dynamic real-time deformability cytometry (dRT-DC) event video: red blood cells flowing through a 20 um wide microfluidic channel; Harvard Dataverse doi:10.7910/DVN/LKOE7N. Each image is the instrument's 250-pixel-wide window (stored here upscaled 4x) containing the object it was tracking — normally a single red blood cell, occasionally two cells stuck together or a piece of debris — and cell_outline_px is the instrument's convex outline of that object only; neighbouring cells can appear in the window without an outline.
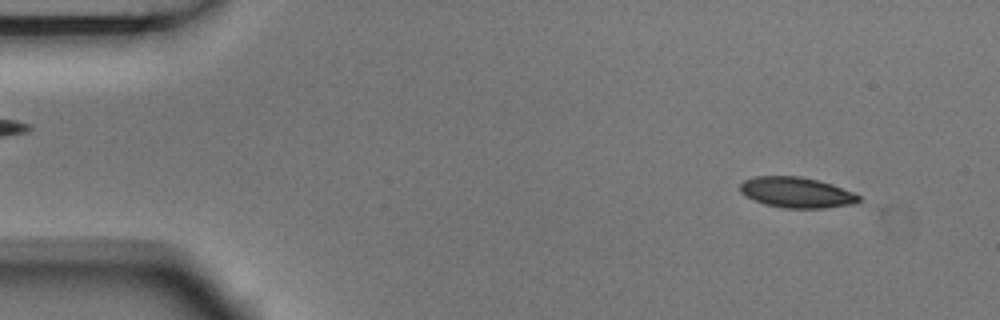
{"species": "Egyptian fruit bat (a non-hibernating species)", "species_latin": "Rousettus aegyptiacus", "temperature_condition": "room temperature", "stored_images_in_passage": 4, "camera_frame_rate_fps": 3000, "um_per_image_px": 0.085, "animal": {"sex": "male"}, "frame": {"image": 1, "passage_image": 1, "time_ms": 0.0, "image_size_px": [1000, 320], "cell_outline_px": [[860, 200], [856, 204], [824, 208], [784, 208], [764, 204], [740, 192], [740, 184], [744, 180], [756, 176], [800, 176], [832, 184], [852, 192], [860, 196]], "centroid_in_image_um": [67.72, 16.36], "position_along_channel_um": 17.3, "area_um2": 21.04}}
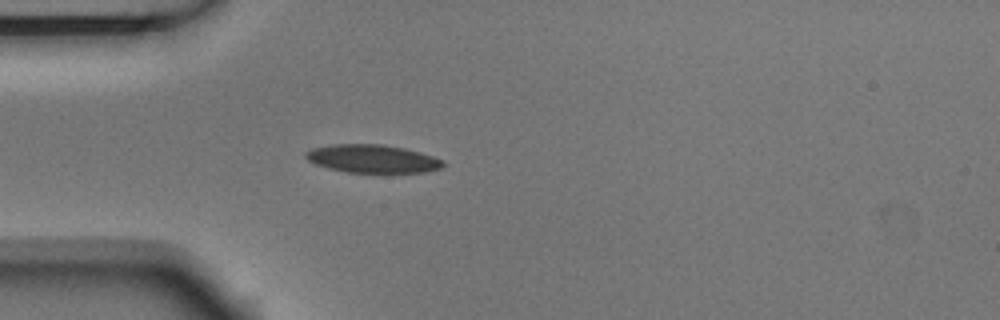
{"frame": {"image": 2, "passage_image": 4, "time_ms": 1.0, "image_size_px": [1000, 320], "cell_outline_px": [[444, 164], [440, 168], [424, 172], [392, 176], [348, 172], [328, 168], [316, 164], [308, 160], [304, 156], [304, 152], [312, 148], [332, 144], [380, 144], [404, 148], [420, 152], [444, 160]], "centroid_in_image_um": [31.69, 13.54], "position_along_channel_um": 53.3, "area_um2": 23.47}}